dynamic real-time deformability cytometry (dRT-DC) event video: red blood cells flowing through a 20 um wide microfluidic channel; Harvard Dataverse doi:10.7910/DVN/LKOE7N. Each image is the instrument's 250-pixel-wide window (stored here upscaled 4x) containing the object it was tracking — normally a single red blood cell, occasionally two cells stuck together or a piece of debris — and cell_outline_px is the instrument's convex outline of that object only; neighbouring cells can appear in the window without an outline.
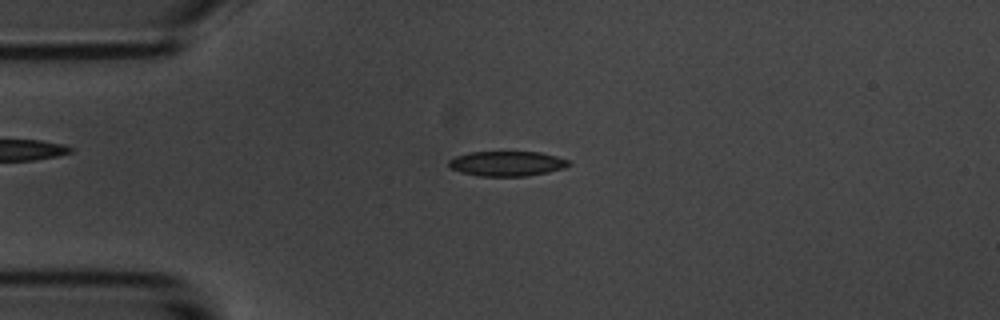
{"species": "common noctule bat (a hibernating species)", "species_latin": "Nyctalus noctula", "temperature_condition": "room temperature", "stored_images_in_passage": 55, "camera_frame_rate_fps": 3000, "um_per_image_px": 0.085, "animal": {"sex": "male", "body_mass_g": 20.1, "forearm_length_mm": 53.5}, "frame": {"image": 1, "passage_image": 12, "time_ms": 3.667, "image_size_px": [1000, 320], "cell_outline_px": [[572, 164], [564, 168], [548, 172], [528, 176], [480, 176], [460, 172], [452, 168], [448, 164], [448, 160], [456, 156], [468, 152], [540, 152], [572, 160]], "centroid_in_image_um": [43.13, 13.9], "position_along_channel_um": 41.9, "area_um2": 17.57}}
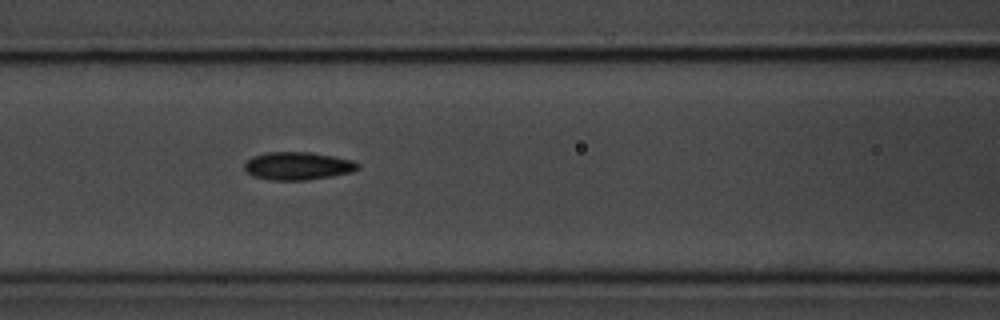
{"frame": {"image": 2, "passage_image": 22, "time_ms": 7.0, "image_size_px": [1000, 320], "cell_outline_px": [[360, 168], [352, 172], [332, 176], [308, 180], [268, 180], [252, 176], [244, 168], [244, 164], [252, 156], [268, 152], [308, 152], [356, 160], [360, 164]], "centroid_in_image_um": [25.34, 14.11], "position_along_channel_um": 141.3, "area_um2": 18.61}}
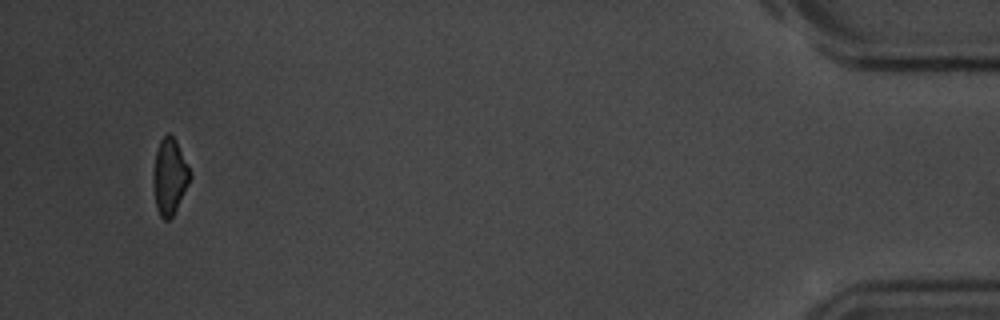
{"frame": {"image": 3, "passage_image": 52, "time_ms": 17.0, "image_size_px": [1000, 320], "cell_outline_px": [[192, 176], [172, 216], [168, 220], [164, 220], [160, 216], [156, 208], [152, 180], [156, 152], [160, 140], [168, 132], [176, 140]], "centroid_in_image_um": [14.39, 15.01], "position_along_channel_um": 420.8, "area_um2": 16.01}, "authors_computed_cell_mechanics": {"area_um2": 17.6868, "velocity_mm_per_s": 3.5815, "shape_relaxation_time_tau1_ms": 3.0862, "shape_relaxation_time_tau2_ms": 3.937, "deformation_change_tau1": 0.1054, "deformation_change_tau2": 0.1009}}